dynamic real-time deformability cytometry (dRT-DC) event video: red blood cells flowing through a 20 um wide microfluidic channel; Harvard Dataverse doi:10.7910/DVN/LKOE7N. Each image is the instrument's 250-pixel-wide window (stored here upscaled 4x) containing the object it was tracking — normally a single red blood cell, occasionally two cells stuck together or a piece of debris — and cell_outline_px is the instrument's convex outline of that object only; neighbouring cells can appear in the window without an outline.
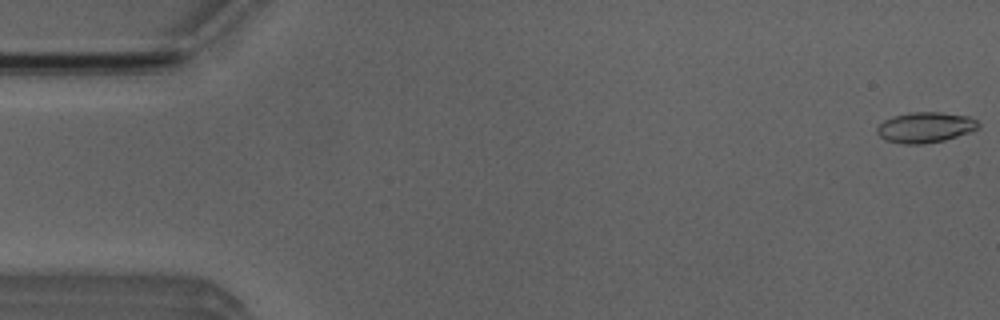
{"species": "Egyptian fruit bat (a non-hibernating species)", "species_latin": "Rousettus aegyptiacus", "temperature_condition": "room temperature", "stored_images_in_passage": 53, "camera_frame_rate_fps": 3000, "um_per_image_px": 0.085, "animal": {"sex": "male"}, "frame": {"image": 1, "passage_image": 1, "time_ms": 0.0, "image_size_px": [1000, 320], "cell_outline_px": [[980, 128], [972, 132], [944, 140], [924, 144], [900, 144], [884, 140], [876, 132], [876, 128], [884, 120], [892, 116], [908, 112], [940, 112], [972, 116], [980, 124]], "centroid_in_image_um": [78.67, 10.82], "position_along_channel_um": 6.3, "area_um2": 18.44}}
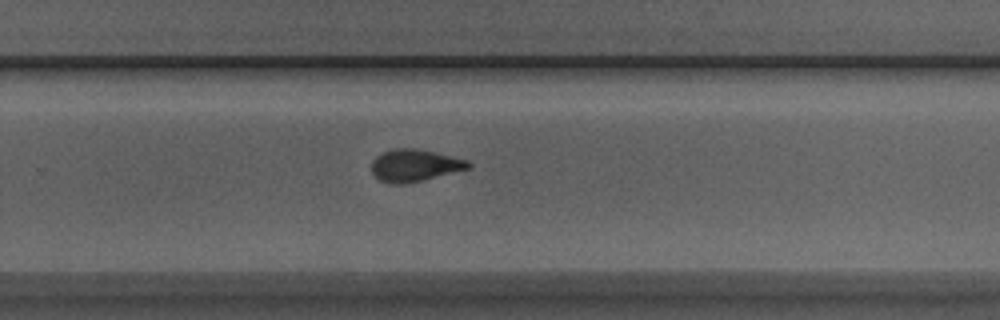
{"frame": {"image": 2, "passage_image": 34, "time_ms": 11.0, "image_size_px": [1000, 320], "cell_outline_px": [[472, 164], [468, 168], [404, 184], [388, 184], [380, 180], [372, 172], [372, 160], [380, 152], [392, 148], [416, 148], [468, 160]], "centroid_in_image_um": [35.18, 14.04], "position_along_channel_um": 294.6, "area_um2": 17.92}}
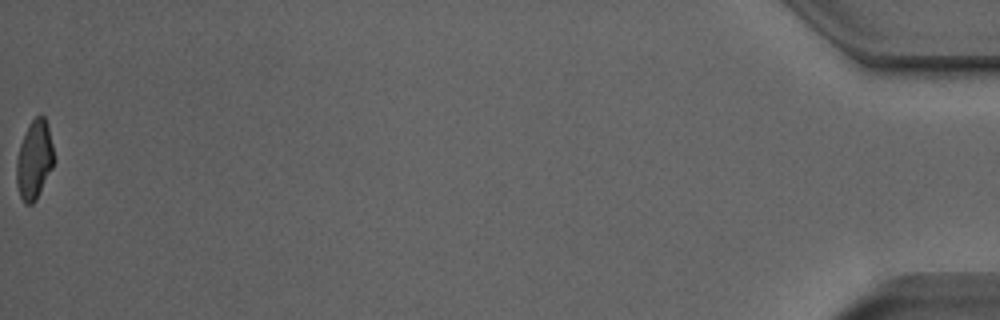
{"frame": {"image": 3, "passage_image": 53, "time_ms": 17.333, "image_size_px": [1000, 320], "cell_outline_px": [[56, 160], [36, 200], [32, 204], [24, 204], [20, 196], [16, 180], [16, 160], [20, 144], [32, 120], [36, 116], [44, 116], [48, 124]], "centroid_in_image_um": [2.93, 13.6], "position_along_channel_um": 432.3, "area_um2": 17.22}, "authors_computed_cell_mechanics": {"area_um2": 17.918, "velocity_mm_per_s": 3.8973, "shape_relaxation_time_tau1_ms": 9.6061, "shape_relaxation_time_tau2_ms": 1.8136, "deformation_change_tau1": 0.2402, "deformation_change_tau2": 0.0908}}